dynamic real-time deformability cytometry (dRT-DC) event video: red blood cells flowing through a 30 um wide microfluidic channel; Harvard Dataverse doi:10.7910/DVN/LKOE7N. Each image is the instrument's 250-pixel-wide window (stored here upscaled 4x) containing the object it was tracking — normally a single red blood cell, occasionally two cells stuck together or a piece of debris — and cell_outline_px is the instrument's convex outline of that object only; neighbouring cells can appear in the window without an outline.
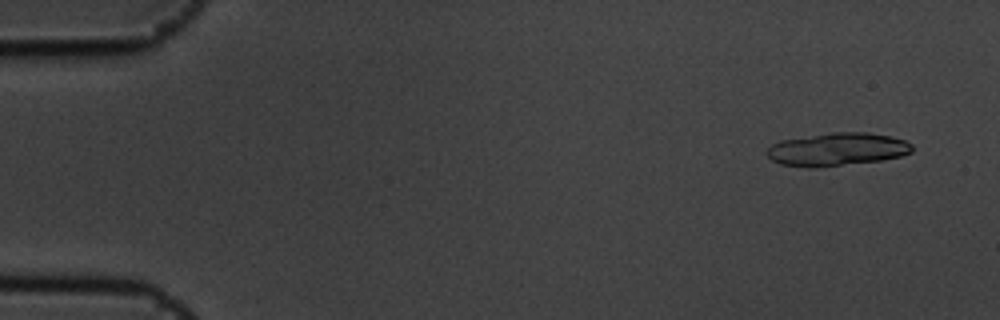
{"species": "common noctule bat (a hibernating species)", "species_latin": "Nyctalus noctula", "temperature_condition": "cold", "stored_images_in_passage": 22, "camera_frame_rate_fps": 3000, "um_per_image_px": 0.085, "animal": {"sex": "male", "body_mass_g": 19.5, "forearm_length_mm": 54.6}, "frame": {"image": 1, "passage_image": 4, "time_ms": 1.0, "image_size_px": [1000, 320], "cell_outline_px": [[912, 152], [900, 156], [880, 160], [816, 168], [808, 168], [780, 164], [772, 160], [764, 152], [772, 144], [780, 140], [832, 132], [868, 132], [888, 136], [904, 140], [912, 144]], "centroid_in_image_um": [71.11, 12.69], "position_along_channel_um": 13.9, "area_um2": 27.98}}